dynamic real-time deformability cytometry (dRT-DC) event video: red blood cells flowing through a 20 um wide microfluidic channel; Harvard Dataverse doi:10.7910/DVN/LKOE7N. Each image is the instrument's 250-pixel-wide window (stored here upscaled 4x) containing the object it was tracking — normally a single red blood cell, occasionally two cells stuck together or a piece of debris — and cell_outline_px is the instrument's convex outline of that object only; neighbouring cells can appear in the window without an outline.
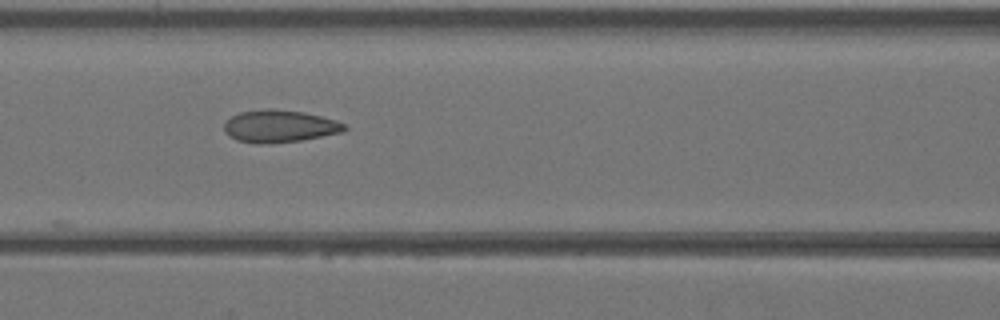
{"species": "Egyptian fruit bat (a non-hibernating species)", "species_latin": "Rousettus aegyptiacus", "temperature_condition": "warm", "stored_images_in_passage": 12, "camera_frame_rate_fps": 3000, "um_per_image_px": 0.085, "animal": {"sex": "female"}, "frame": {"image": 1, "passage_image": 6, "time_ms": 1.667, "image_size_px": [1000, 320], "cell_outline_px": [[348, 128], [340, 132], [300, 140], [272, 144], [256, 144], [236, 140], [228, 136], [224, 132], [224, 124], [232, 116], [240, 112], [268, 108], [272, 108], [304, 112], [336, 120], [348, 124]], "centroid_in_image_um": [23.74, 10.73], "position_along_channel_um": 142.9, "area_um2": 22.83}}
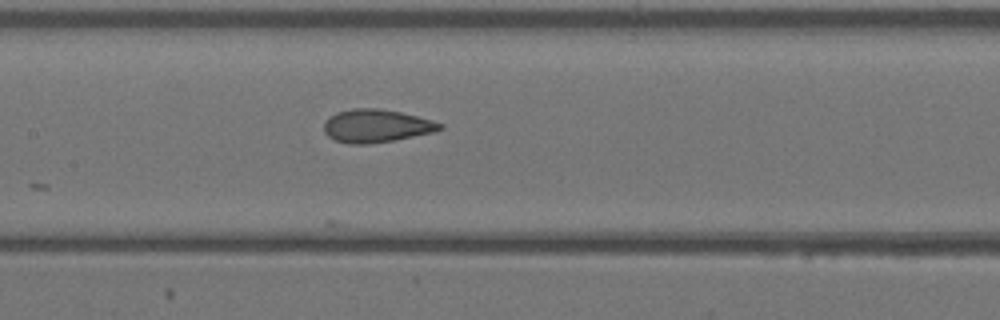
{"frame": {"image": 2, "passage_image": 8, "time_ms": 2.333, "image_size_px": [1000, 320], "cell_outline_px": [[444, 128], [436, 132], [396, 140], [368, 144], [348, 144], [336, 140], [328, 136], [324, 132], [324, 120], [328, 116], [336, 112], [352, 108], [380, 108], [400, 112], [432, 120], [444, 124]], "centroid_in_image_um": [31.99, 10.7], "position_along_channel_um": 175.4, "area_um2": 22.66}}
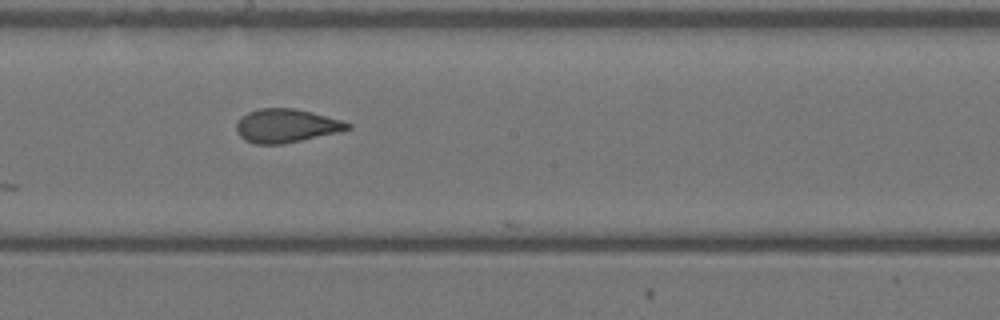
{"frame": {"image": 3, "passage_image": 11, "time_ms": 3.333, "image_size_px": [1000, 320], "cell_outline_px": [[352, 128], [340, 132], [284, 144], [256, 144], [244, 140], [236, 132], [236, 124], [240, 116], [248, 112], [260, 108], [296, 108], [312, 112], [340, 120], [352, 124]], "centroid_in_image_um": [24.32, 10.69], "position_along_channel_um": 223.9, "area_um2": 21.96}}